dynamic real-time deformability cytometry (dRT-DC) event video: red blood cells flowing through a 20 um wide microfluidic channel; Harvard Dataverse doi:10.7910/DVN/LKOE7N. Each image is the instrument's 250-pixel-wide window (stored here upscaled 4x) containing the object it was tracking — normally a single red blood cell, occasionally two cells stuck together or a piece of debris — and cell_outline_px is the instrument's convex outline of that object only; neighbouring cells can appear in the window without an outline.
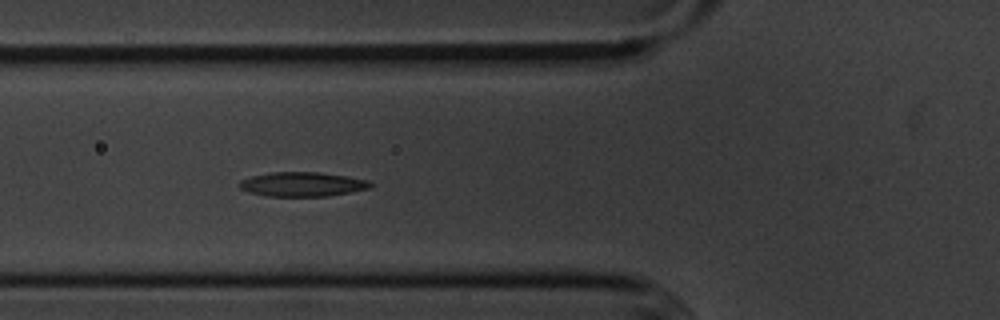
{"species": "common noctule bat (a hibernating species)", "species_latin": "Nyctalus noctula", "temperature_condition": "cold", "stored_images_in_passage": 5, "camera_frame_rate_fps": 3000, "um_per_image_px": 0.085, "animal": {"sex": "male", "body_mass_g": 20.1, "forearm_length_mm": 53.5}, "frame": {"image": 1, "passage_image": 5, "time_ms": 4.333, "image_size_px": [1000, 320], "cell_outline_px": [[376, 184], [372, 188], [328, 196], [268, 196], [248, 192], [240, 188], [236, 184], [240, 180], [252, 176], [272, 172], [320, 172], [348, 176], [368, 180]], "centroid_in_image_um": [25.73, 15.66], "position_along_channel_um": 100.1, "area_um2": 18.84}}